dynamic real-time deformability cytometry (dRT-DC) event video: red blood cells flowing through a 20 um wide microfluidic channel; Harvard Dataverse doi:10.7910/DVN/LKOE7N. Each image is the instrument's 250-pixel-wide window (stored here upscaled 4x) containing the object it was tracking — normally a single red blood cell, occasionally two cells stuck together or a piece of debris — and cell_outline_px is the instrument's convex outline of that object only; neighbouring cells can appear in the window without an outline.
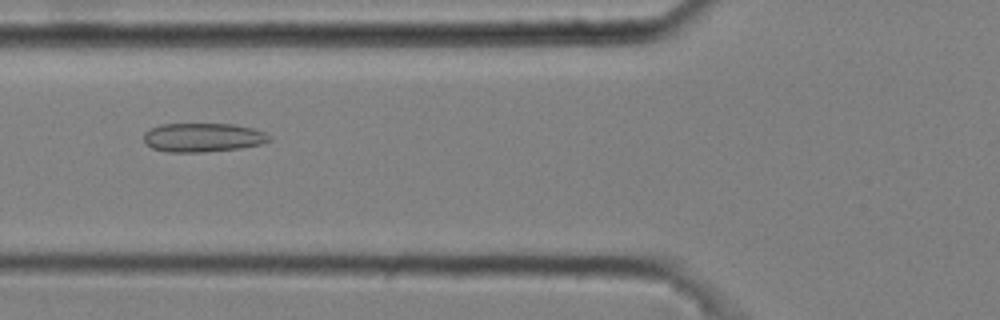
{"species": "common noctule bat (a hibernating species)", "species_latin": "Nyctalus noctula", "temperature_condition": "cold", "stored_images_in_passage": 5, "camera_frame_rate_fps": 3000, "um_per_image_px": 0.085, "animal": {"sex": "male", "body_mass_g": 20.4}, "frame": {"image": 1, "passage_image": 4, "time_ms": 1.0, "image_size_px": [1000, 320], "cell_outline_px": [[272, 140], [260, 144], [240, 148], [204, 152], [164, 152], [152, 148], [144, 140], [144, 132], [160, 124], [232, 124], [252, 128], [264, 132], [272, 136]], "centroid_in_image_um": [17.25, 11.69], "position_along_channel_um": 108.5, "area_um2": 21.15}}
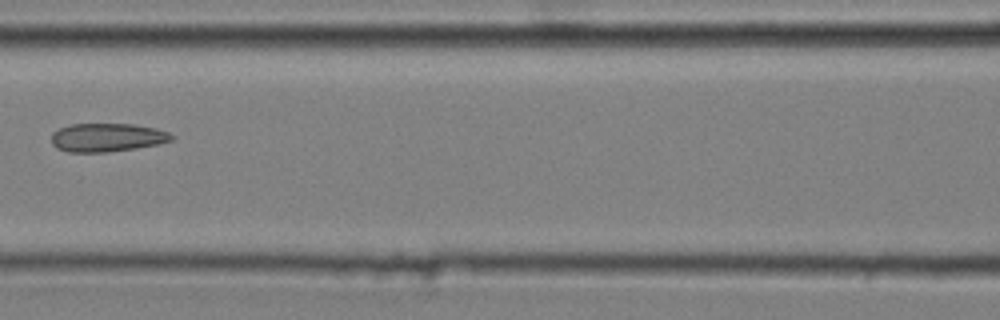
{"frame": {"image": 2, "passage_image": 5, "time_ms": 1.333, "image_size_px": [1000, 320], "cell_outline_px": [[176, 136], [172, 140], [160, 144], [136, 148], [108, 152], [68, 152], [56, 148], [52, 144], [52, 132], [60, 128], [72, 124], [132, 124], [156, 128], [168, 132]], "centroid_in_image_um": [9.12, 11.69], "position_along_channel_um": 157.5, "area_um2": 20.06}}